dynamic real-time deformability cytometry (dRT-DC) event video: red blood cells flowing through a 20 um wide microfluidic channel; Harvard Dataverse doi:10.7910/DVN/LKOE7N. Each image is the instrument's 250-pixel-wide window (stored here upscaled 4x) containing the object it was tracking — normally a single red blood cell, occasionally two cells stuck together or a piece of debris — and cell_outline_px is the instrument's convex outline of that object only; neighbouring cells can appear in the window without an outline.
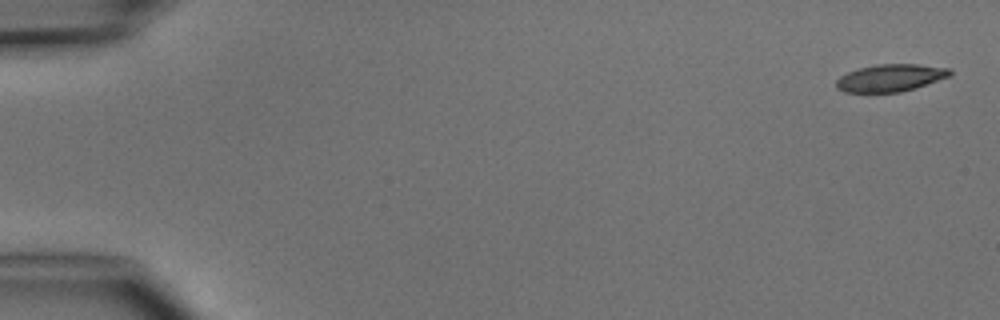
{"species": "common noctule bat (a hibernating species)", "species_latin": "Nyctalus noctula", "temperature_condition": "cold", "stored_images_in_passage": 7, "camera_frame_rate_fps": 3000, "um_per_image_px": 0.085, "animal": {"sex": "male", "body_mass_g": 15.6}, "frame": {"image": 1, "passage_image": 1, "time_ms": 0.0, "image_size_px": [1000, 320], "cell_outline_px": [[952, 76], [916, 88], [900, 92], [844, 92], [836, 88], [836, 80], [840, 76], [848, 72], [860, 68], [876, 64], [916, 64], [948, 68], [952, 72]], "centroid_in_image_um": [75.7, 6.62], "position_along_channel_um": 9.3, "area_um2": 18.15}}
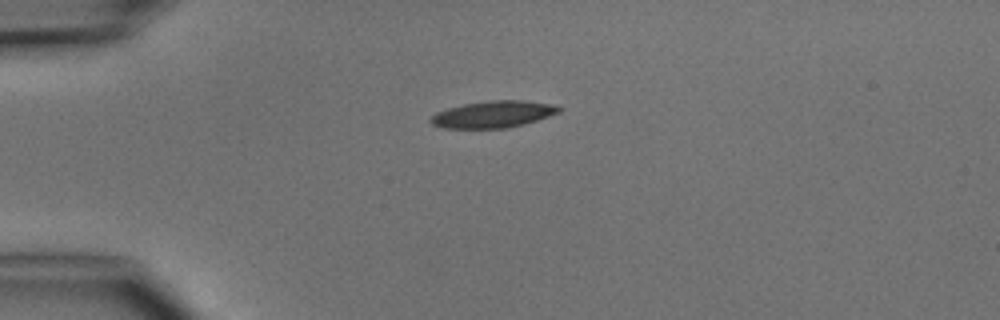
{"frame": {"image": 2, "passage_image": 4, "time_ms": 3.667, "image_size_px": [1000, 320], "cell_outline_px": [[564, 108], [560, 112], [524, 124], [508, 128], [444, 128], [432, 124], [428, 120], [436, 112], [448, 108], [464, 104], [492, 100], [524, 100], [552, 104]], "centroid_in_image_um": [41.93, 9.71], "position_along_channel_um": 43.1, "area_um2": 20.0}}
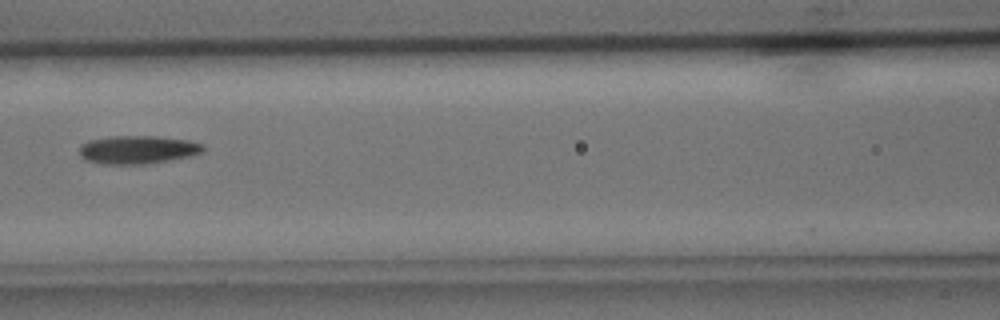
{"frame": {"image": 3, "passage_image": 7, "time_ms": 7.0, "image_size_px": [1000, 320], "cell_outline_px": [[204, 152], [192, 156], [144, 164], [104, 164], [84, 160], [80, 156], [80, 144], [88, 140], [112, 136], [156, 136], [188, 140], [204, 144]], "centroid_in_image_um": [11.7, 12.72], "position_along_channel_um": 154.9, "area_um2": 20.52}}